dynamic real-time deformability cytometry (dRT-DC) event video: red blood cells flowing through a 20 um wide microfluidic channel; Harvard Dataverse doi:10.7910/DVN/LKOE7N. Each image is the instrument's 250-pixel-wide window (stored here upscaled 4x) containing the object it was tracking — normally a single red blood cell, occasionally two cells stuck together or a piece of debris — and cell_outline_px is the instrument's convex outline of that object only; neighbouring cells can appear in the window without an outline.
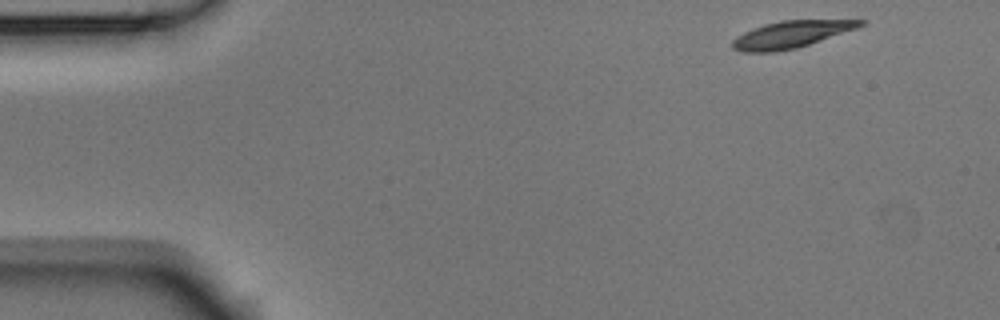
{"species": "Egyptian fruit bat (a non-hibernating species)", "species_latin": "Rousettus aegyptiacus", "temperature_condition": "room temperature", "stored_images_in_passage": 4, "camera_frame_rate_fps": 3000, "um_per_image_px": 0.085, "animal": {"sex": "male"}, "frame": {"image": 1, "passage_image": 1, "time_ms": 0.0, "image_size_px": [1000, 320], "cell_outline_px": [[868, 20], [864, 24], [856, 28], [796, 48], [772, 52], [740, 52], [732, 48], [732, 40], [736, 36], [752, 28], [764, 24], [780, 20]], "centroid_in_image_um": [67.17, 2.92], "position_along_channel_um": 17.8, "area_um2": 19.88}}
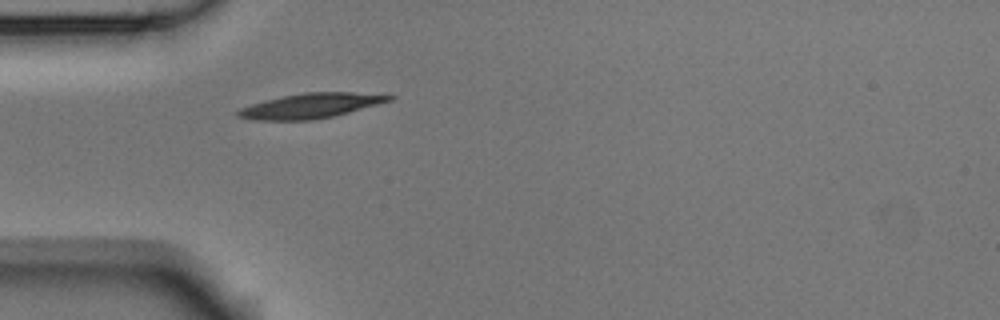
{"frame": {"image": 2, "passage_image": 4, "time_ms": 1.0, "image_size_px": [1000, 320], "cell_outline_px": [[396, 96], [392, 100], [348, 112], [332, 116], [312, 120], [252, 120], [236, 116], [236, 112], [240, 108], [264, 100], [304, 92], [384, 92]], "centroid_in_image_um": [26.48, 8.97], "position_along_channel_um": 58.5, "area_um2": 22.14}}